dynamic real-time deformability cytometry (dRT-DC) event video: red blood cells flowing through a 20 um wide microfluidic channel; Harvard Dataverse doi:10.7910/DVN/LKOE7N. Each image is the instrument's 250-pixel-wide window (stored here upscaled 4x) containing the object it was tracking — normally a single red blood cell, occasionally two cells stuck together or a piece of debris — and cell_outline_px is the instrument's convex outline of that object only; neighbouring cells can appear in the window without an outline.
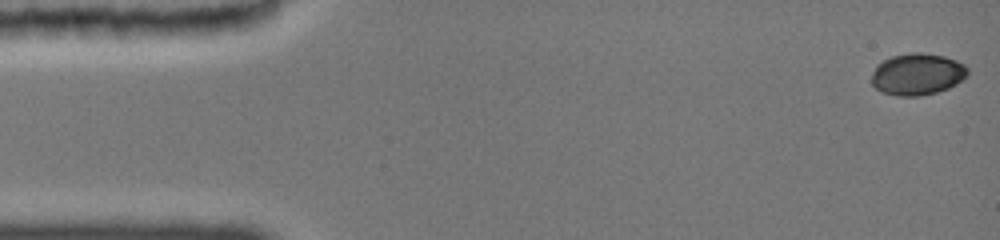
{"species": "common noctule bat (a hibernating species)", "species_latin": "Nyctalus noctula", "temperature_condition": "cold", "stored_images_in_passage": 48, "camera_frame_rate_fps": 3000, "um_per_image_px": 0.085, "animal": {"sex": "female", "body_mass_g": 19.0, "forearm_length_mm": 51.5}, "frame": {"image": 1, "passage_image": 1, "time_ms": 0.0, "image_size_px": [1000, 240], "cell_outline_px": [[968, 76], [956, 84], [948, 88], [936, 92], [920, 96], [896, 96], [880, 92], [872, 84], [872, 72], [876, 64], [892, 56], [912, 52], [920, 52], [944, 56], [956, 60], [964, 64], [968, 68]], "centroid_in_image_um": [77.97, 6.31], "position_along_channel_um": 7.0, "area_um2": 23.58}}
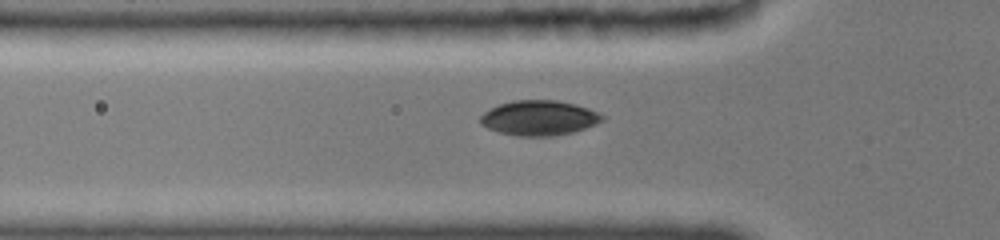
{"frame": {"image": 2, "passage_image": 23, "time_ms": 5.0, "image_size_px": [1000, 240], "cell_outline_px": [[604, 120], [584, 128], [572, 132], [548, 136], [520, 136], [500, 132], [488, 128], [480, 124], [480, 116], [484, 112], [500, 104], [512, 100], [556, 100], [576, 104], [588, 108], [604, 116]], "centroid_in_image_um": [45.81, 10.01], "position_along_channel_um": 80.0, "area_um2": 24.57}}
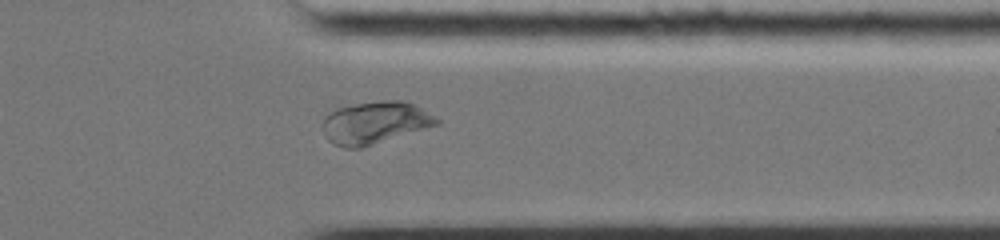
{"frame": {"image": 3, "passage_image": 39, "time_ms": 12.667, "image_size_px": [1000, 240], "cell_outline_px": [[440, 124], [360, 148], [344, 148], [332, 144], [328, 140], [324, 124], [324, 120], [332, 112], [340, 108], [356, 104], [384, 100], [404, 100], [420, 108], [440, 120]], "centroid_in_image_um": [31.91, 10.44], "position_along_channel_um": 379.5, "area_um2": 27.4}, "authors_computed_cell_mechanics": {"area_um2": 23.9292, "velocity_mm_per_s": 3.8995, "shape_relaxation_time_tau1_ms": 4.3427, "shape_relaxation_time_tau2_ms": 1.3711, "deformation_change_tau1": 0.0672, "deformation_change_tau2": 0.0375}}